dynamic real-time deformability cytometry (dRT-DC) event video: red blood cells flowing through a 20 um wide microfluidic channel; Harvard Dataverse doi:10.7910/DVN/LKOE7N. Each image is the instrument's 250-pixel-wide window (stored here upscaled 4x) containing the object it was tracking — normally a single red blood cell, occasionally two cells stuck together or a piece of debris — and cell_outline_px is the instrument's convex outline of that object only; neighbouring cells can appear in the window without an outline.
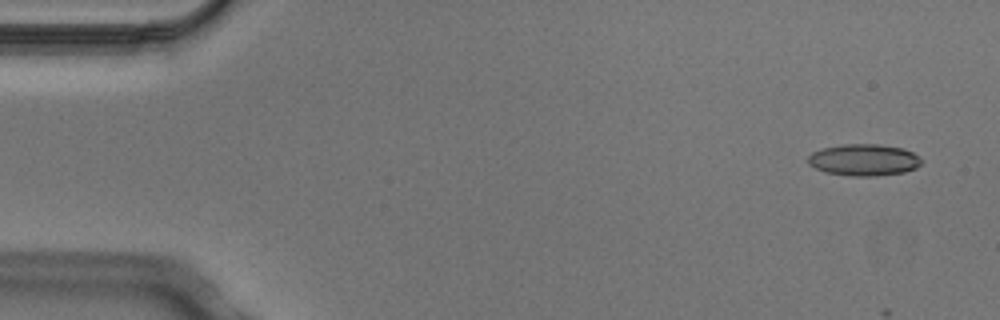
{"species": "Egyptian fruit bat (a non-hibernating species)", "species_latin": "Rousettus aegyptiacus", "temperature_condition": "cold", "stored_images_in_passage": 2, "camera_frame_rate_fps": 3000, "um_per_image_px": 0.085, "animal": {"sex": "male"}, "frame": {"image": 1, "passage_image": 1, "time_ms": 0.0, "image_size_px": [1000, 320], "cell_outline_px": [[924, 160], [916, 168], [904, 172], [872, 176], [852, 176], [824, 172], [808, 164], [808, 156], [812, 152], [824, 148], [844, 144], [876, 144], [904, 148], [912, 152]], "centroid_in_image_um": [73.44, 13.59], "position_along_channel_um": 11.6, "area_um2": 20.92}}